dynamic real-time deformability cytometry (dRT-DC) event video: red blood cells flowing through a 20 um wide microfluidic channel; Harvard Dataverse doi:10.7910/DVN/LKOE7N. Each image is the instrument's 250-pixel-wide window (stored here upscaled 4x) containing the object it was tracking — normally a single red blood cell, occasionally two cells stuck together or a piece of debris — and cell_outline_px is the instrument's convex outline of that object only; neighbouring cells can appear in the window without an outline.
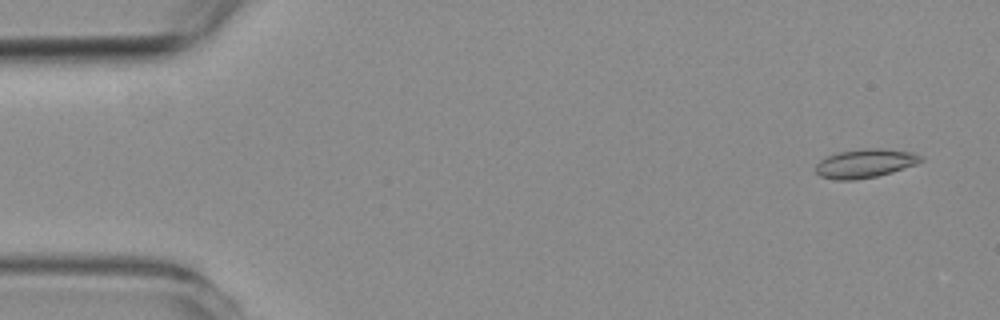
{"species": "common noctule bat (a hibernating species)", "species_latin": "Nyctalus noctula", "temperature_condition": "room temperature", "stored_images_in_passage": 6, "camera_frame_rate_fps": 3000, "um_per_image_px": 0.085, "animal": {"sex": "female", "body_mass_g": 19.3, "forearm_length_mm": 54.1}, "frame": {"image": 1, "passage_image": 1, "time_ms": 0.0, "image_size_px": [1000, 320], "cell_outline_px": [[924, 160], [916, 164], [892, 172], [876, 176], [852, 180], [836, 180], [820, 176], [816, 172], [816, 164], [820, 160], [828, 156], [840, 152], [864, 148], [880, 148], [912, 152], [924, 156]], "centroid_in_image_um": [73.56, 13.88], "position_along_channel_um": 11.4, "area_um2": 17.57}}
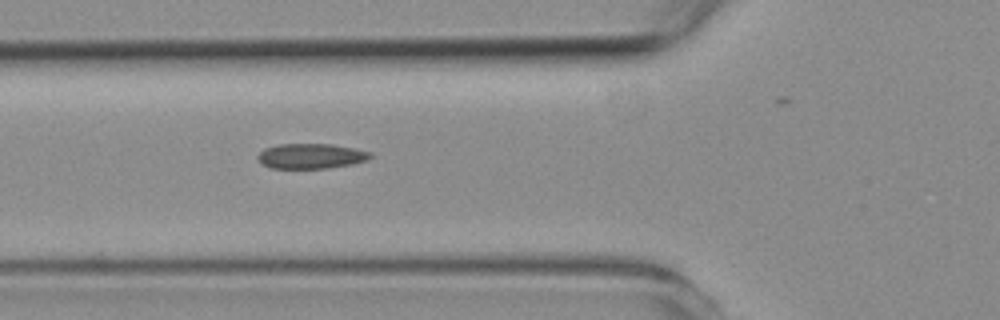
{"frame": {"image": 2, "passage_image": 5, "time_ms": 5.333, "image_size_px": [1000, 320], "cell_outline_px": [[372, 156], [368, 160], [352, 164], [328, 168], [272, 168], [264, 164], [256, 156], [264, 148], [276, 144], [332, 144], [356, 148], [372, 152]], "centroid_in_image_um": [26.47, 13.25], "position_along_channel_um": 99.3, "area_um2": 16.53}}